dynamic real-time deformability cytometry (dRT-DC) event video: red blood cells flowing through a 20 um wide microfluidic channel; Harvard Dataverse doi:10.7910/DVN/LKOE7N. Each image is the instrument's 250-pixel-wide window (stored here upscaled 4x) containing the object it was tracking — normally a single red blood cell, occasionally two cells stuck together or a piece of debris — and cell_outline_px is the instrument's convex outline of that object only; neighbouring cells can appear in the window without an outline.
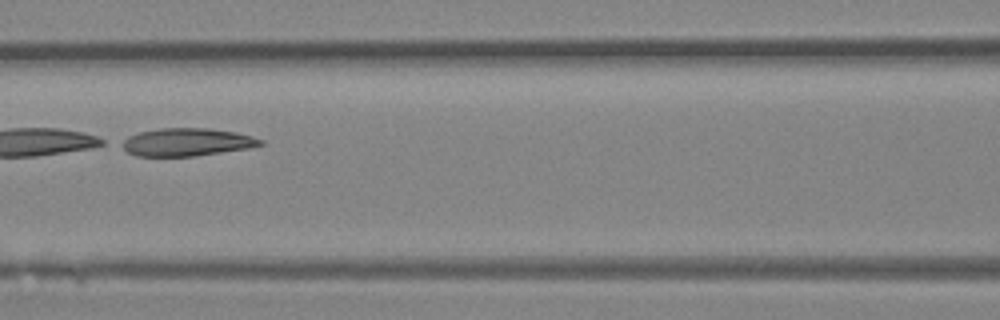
{"species": "Egyptian fruit bat (a non-hibernating species)", "species_latin": "Rousettus aegyptiacus", "temperature_condition": "room temperature", "stored_images_in_passage": 8, "camera_frame_rate_fps": 3000, "um_per_image_px": 0.085, "animal": {"sex": "female"}, "frame": {"image": 1, "passage_image": 7, "time_ms": 2.0, "image_size_px": [1000, 320], "cell_outline_px": [[264, 144], [248, 148], [196, 156], [136, 156], [128, 152], [116, 144], [120, 140], [128, 136], [140, 132], [160, 128], [208, 128], [236, 132], [252, 136], [264, 140]], "centroid_in_image_um": [15.83, 12.08], "position_along_channel_um": 150.8, "area_um2": 22.72}}
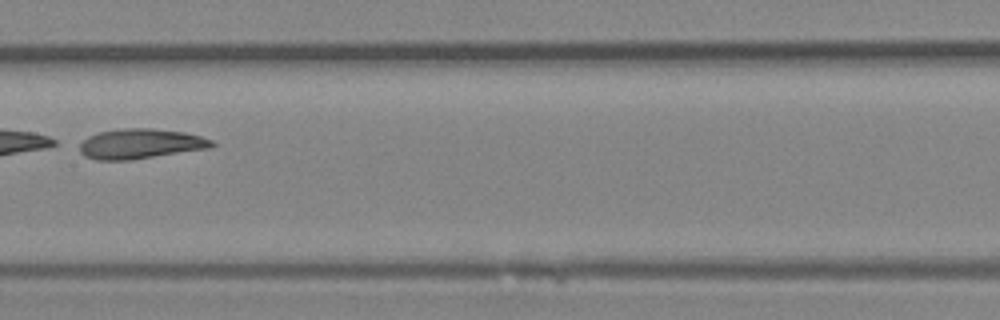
{"frame": {"image": 2, "passage_image": 8, "time_ms": 2.333, "image_size_px": [1000, 320], "cell_outline_px": [[216, 144], [212, 148], [132, 160], [96, 160], [84, 156], [80, 152], [80, 144], [88, 136], [100, 132], [124, 128], [152, 128], [184, 132], [200, 136], [212, 140]], "centroid_in_image_um": [11.97, 12.23], "position_along_channel_um": 195.4, "area_um2": 23.24}}